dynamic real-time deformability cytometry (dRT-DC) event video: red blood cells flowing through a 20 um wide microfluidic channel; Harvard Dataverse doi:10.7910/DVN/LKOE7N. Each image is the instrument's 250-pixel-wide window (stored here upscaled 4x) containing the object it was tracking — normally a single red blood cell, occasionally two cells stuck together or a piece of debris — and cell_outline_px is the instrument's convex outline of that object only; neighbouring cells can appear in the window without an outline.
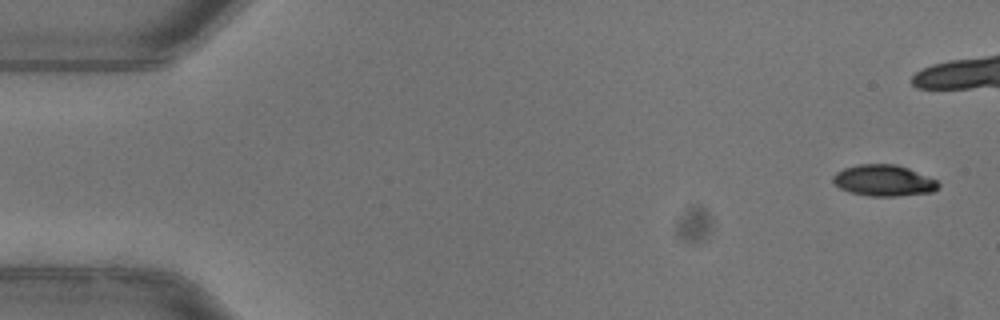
{"species": "common noctule bat (a hibernating species)", "species_latin": "Nyctalus noctula", "temperature_condition": "warm", "stored_images_in_passage": 12, "camera_frame_rate_fps": 3000, "um_per_image_px": 0.085, "animal": {"sex": "female"}, "frame": {"image": 1, "passage_image": 1, "time_ms": 0.0, "image_size_px": [1000, 320], "cell_outline_px": [[940, 184], [932, 192], [896, 196], [868, 196], [848, 192], [840, 188], [832, 180], [832, 176], [836, 172], [844, 168], [860, 164], [896, 164], [908, 168], [936, 180]], "centroid_in_image_um": [75.08, 15.34], "position_along_channel_um": 9.9, "area_um2": 19.07}}